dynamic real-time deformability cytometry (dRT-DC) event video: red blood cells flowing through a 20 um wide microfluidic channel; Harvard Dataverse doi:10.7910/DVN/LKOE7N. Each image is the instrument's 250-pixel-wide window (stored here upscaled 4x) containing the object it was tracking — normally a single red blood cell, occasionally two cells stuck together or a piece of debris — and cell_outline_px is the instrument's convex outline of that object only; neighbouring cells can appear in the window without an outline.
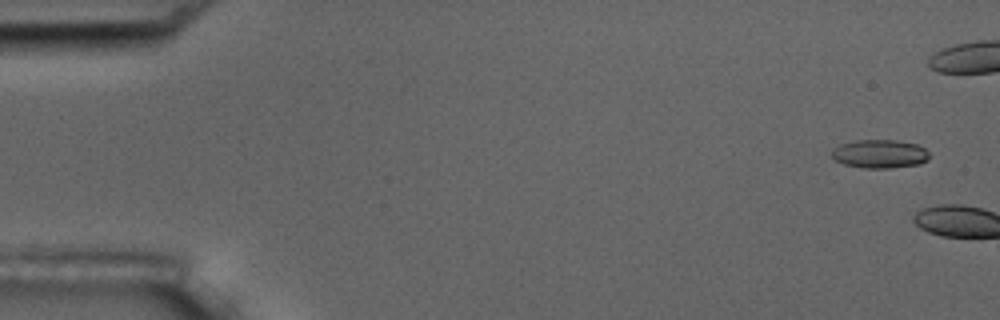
{"species": "common noctule bat (a hibernating species)", "species_latin": "Nyctalus noctula", "temperature_condition": "room temperature", "stored_images_in_passage": 2, "camera_frame_rate_fps": 3000, "um_per_image_px": 0.085, "animal": {"sex": "male", "body_mass_g": 17.5, "forearm_length_mm": 52.3}, "frame": {"image": 1, "passage_image": 1, "time_ms": 0.0, "image_size_px": [1000, 320], "cell_outline_px": [[928, 160], [920, 164], [892, 168], [864, 168], [844, 164], [836, 160], [832, 156], [832, 148], [840, 144], [856, 140], [896, 140], [916, 144], [924, 148], [928, 152]], "centroid_in_image_um": [74.78, 13.08], "position_along_channel_um": 10.2, "area_um2": 16.24}}